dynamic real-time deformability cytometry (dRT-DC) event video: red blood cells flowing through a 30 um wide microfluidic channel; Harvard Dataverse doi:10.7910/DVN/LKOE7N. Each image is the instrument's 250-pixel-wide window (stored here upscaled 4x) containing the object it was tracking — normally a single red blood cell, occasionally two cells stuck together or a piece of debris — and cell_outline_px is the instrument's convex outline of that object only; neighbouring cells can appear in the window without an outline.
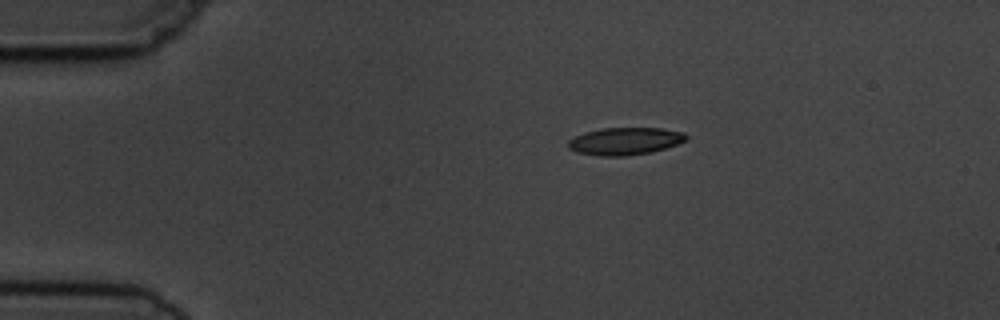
{"species": "common noctule bat (a hibernating species)", "species_latin": "Nyctalus noctula", "temperature_condition": "cold", "stored_images_in_passage": 2, "camera_frame_rate_fps": 3000, "um_per_image_px": 0.085, "animal": {"sex": "male", "body_mass_g": 19.5, "forearm_length_mm": 54.6}, "frame": {"image": 1, "passage_image": 1, "time_ms": 0.0, "image_size_px": [1000, 320], "cell_outline_px": [[688, 140], [652, 152], [628, 156], [600, 156], [576, 152], [568, 148], [568, 140], [584, 132], [604, 128], [660, 128], [684, 132], [688, 136]], "centroid_in_image_um": [53.13, 12.0], "position_along_channel_um": 31.9, "area_um2": 18.9}}